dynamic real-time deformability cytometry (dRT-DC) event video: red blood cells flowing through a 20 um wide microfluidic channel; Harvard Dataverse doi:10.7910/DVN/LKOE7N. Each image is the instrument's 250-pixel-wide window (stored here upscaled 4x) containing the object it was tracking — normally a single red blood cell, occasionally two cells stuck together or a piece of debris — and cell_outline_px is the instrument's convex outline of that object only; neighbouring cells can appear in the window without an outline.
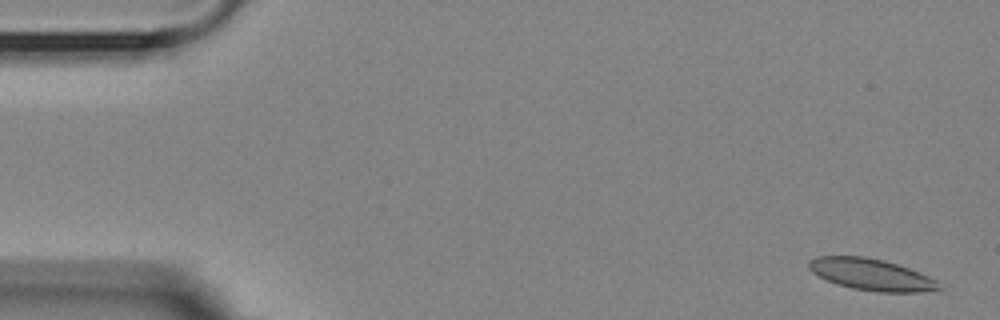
{"species": "Egyptian fruit bat (a non-hibernating species)", "species_latin": "Rousettus aegyptiacus", "temperature_condition": "room temperature", "stored_images_in_passage": 7, "camera_frame_rate_fps": 3000, "um_per_image_px": 0.085, "animal": {"sex": "female"}, "frame": {"image": 1, "passage_image": 1, "time_ms": 0.0, "image_size_px": [1000, 320], "cell_outline_px": [[944, 288], [940, 292], [876, 292], [852, 288], [836, 284], [812, 272], [808, 268], [808, 260], [816, 256], [864, 256], [884, 260], [908, 268], [928, 276], [936, 280]], "centroid_in_image_um": [74.11, 23.35], "position_along_channel_um": 10.9, "area_um2": 24.22}}